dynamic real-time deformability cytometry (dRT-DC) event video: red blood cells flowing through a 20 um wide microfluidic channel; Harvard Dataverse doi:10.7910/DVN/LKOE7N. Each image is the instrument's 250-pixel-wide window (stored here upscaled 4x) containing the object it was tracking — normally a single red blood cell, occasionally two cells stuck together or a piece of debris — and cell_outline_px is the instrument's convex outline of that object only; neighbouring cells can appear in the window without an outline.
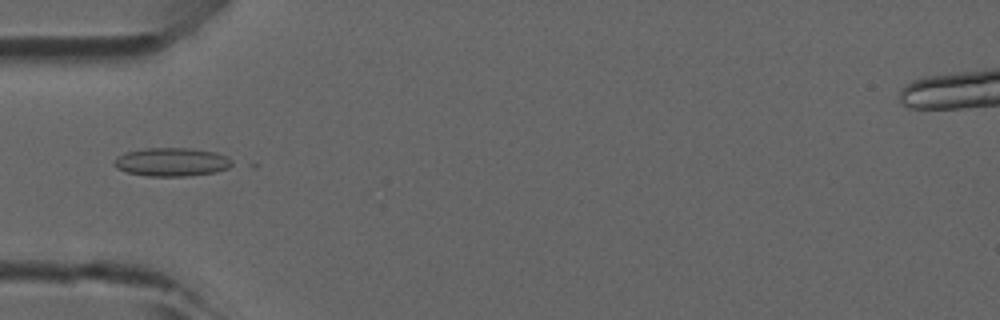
{"species": "common noctule bat (a hibernating species)", "species_latin": "Nyctalus noctula", "temperature_condition": "room temperature", "stored_images_in_passage": 47, "camera_frame_rate_fps": 3000, "um_per_image_px": 0.085, "animal": {"sex": "male", "forearm_length_mm": 52.5}, "frame": {"image": 1, "passage_image": 15, "time_ms": 4.667, "image_size_px": [1000, 320], "cell_outline_px": [[236, 164], [228, 168], [216, 172], [184, 176], [148, 176], [128, 172], [116, 168], [112, 164], [112, 160], [116, 156], [124, 152], [144, 148], [192, 148], [216, 152], [228, 156]], "centroid_in_image_um": [14.59, 13.76], "position_along_channel_um": 70.4, "area_um2": 19.94}}